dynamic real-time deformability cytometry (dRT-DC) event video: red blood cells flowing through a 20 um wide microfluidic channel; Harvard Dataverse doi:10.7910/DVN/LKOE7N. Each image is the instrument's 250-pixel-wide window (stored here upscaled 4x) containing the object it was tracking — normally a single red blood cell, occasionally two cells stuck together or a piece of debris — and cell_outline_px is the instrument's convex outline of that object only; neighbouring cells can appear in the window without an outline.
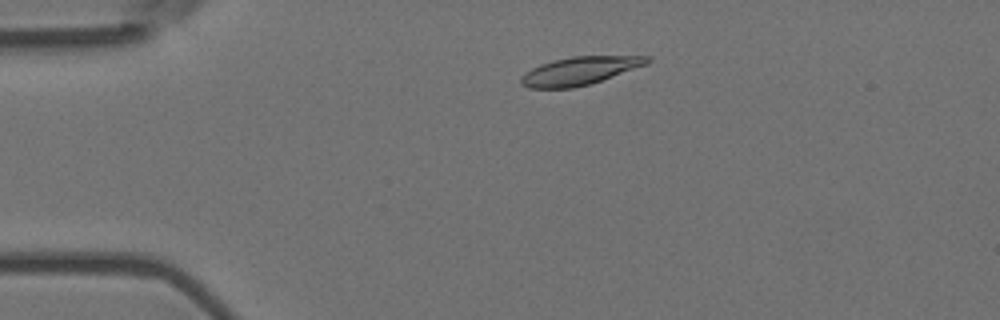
{"species": "Egyptian fruit bat (a non-hibernating species)", "species_latin": "Rousettus aegyptiacus", "temperature_condition": "room temperature", "stored_images_in_passage": 4, "camera_frame_rate_fps": 3000, "um_per_image_px": 0.085, "animal": {"sex": "female"}, "frame": {"image": 1, "passage_image": 3, "time_ms": 0.667, "image_size_px": [1000, 320], "cell_outline_px": [[652, 60], [648, 64], [588, 84], [572, 88], [528, 88], [520, 84], [520, 76], [524, 72], [540, 64], [552, 60], [572, 56], [652, 56]], "centroid_in_image_um": [49.24, 6.01], "position_along_channel_um": 35.8, "area_um2": 20.63}}